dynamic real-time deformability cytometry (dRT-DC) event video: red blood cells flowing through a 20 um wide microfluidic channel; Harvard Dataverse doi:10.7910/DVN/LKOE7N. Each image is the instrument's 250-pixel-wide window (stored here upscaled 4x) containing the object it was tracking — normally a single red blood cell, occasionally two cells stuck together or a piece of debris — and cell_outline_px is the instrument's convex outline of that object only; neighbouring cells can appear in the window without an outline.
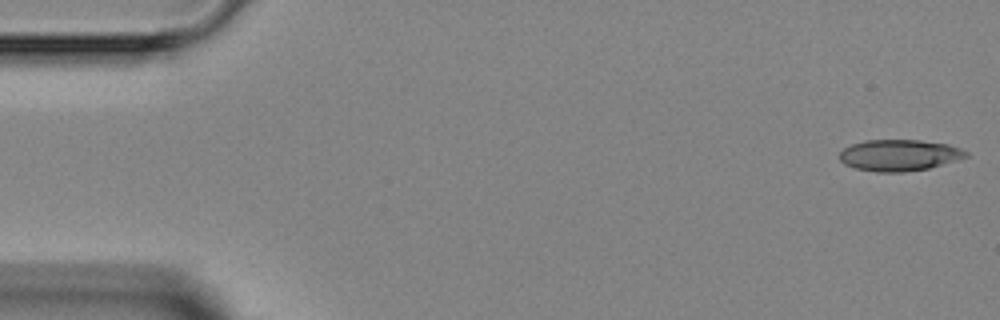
{"species": "Egyptian fruit bat (a non-hibernating species)", "species_latin": "Rousettus aegyptiacus", "temperature_condition": "room temperature", "stored_images_in_passage": 6, "camera_frame_rate_fps": 3000, "um_per_image_px": 0.085, "animal": {"sex": "female"}, "frame": {"image": 1, "passage_image": 1, "time_ms": 0.0, "image_size_px": [1000, 320], "cell_outline_px": [[968, 156], [956, 160], [928, 168], [904, 172], [876, 172], [856, 168], [844, 164], [840, 160], [840, 152], [844, 148], [852, 144], [864, 140], [920, 140], [948, 144], [960, 148], [968, 152]], "centroid_in_image_um": [76.42, 13.19], "position_along_channel_um": 8.6, "area_um2": 23.0}}
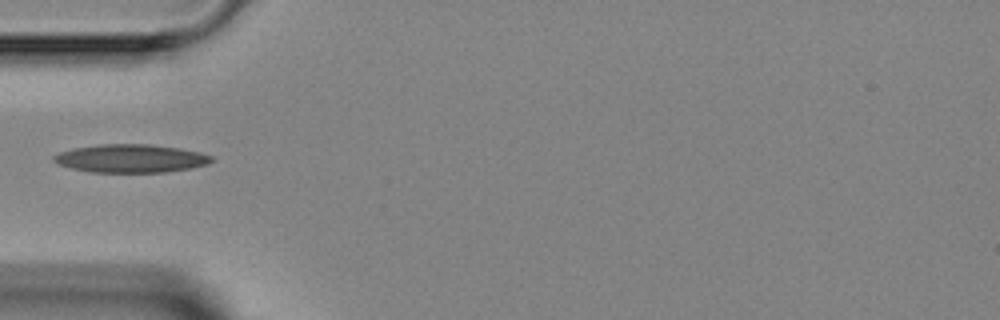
{"frame": {"image": 2, "passage_image": 5, "time_ms": 4.667, "image_size_px": [1000, 320], "cell_outline_px": [[216, 160], [208, 164], [192, 168], [164, 172], [92, 172], [72, 168], [56, 164], [52, 160], [52, 156], [60, 152], [72, 148], [100, 144], [148, 144], [180, 148], [200, 152], [212, 156]], "centroid_in_image_um": [11.12, 13.46], "position_along_channel_um": 73.9, "area_um2": 26.13}}
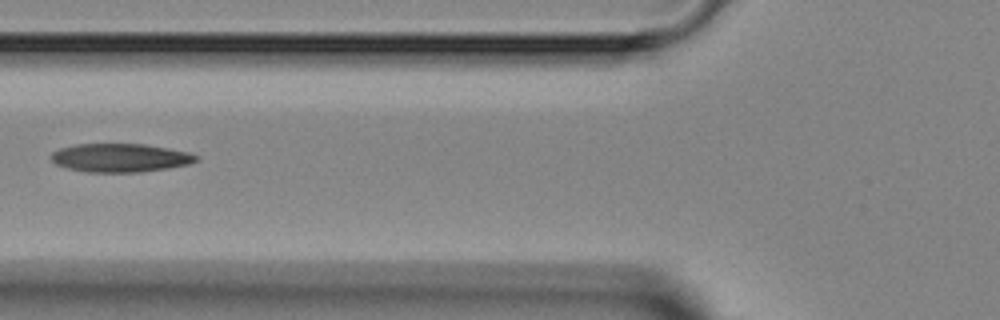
{"frame": {"image": 3, "passage_image": 6, "time_ms": 5.667, "image_size_px": [1000, 320], "cell_outline_px": [[200, 160], [188, 164], [168, 168], [140, 172], [88, 172], [68, 168], [56, 164], [52, 160], [52, 152], [60, 148], [76, 144], [144, 144], [168, 148], [188, 152], [200, 156]], "centroid_in_image_um": [10.26, 13.41], "position_along_channel_um": 115.5, "area_um2": 24.04}}